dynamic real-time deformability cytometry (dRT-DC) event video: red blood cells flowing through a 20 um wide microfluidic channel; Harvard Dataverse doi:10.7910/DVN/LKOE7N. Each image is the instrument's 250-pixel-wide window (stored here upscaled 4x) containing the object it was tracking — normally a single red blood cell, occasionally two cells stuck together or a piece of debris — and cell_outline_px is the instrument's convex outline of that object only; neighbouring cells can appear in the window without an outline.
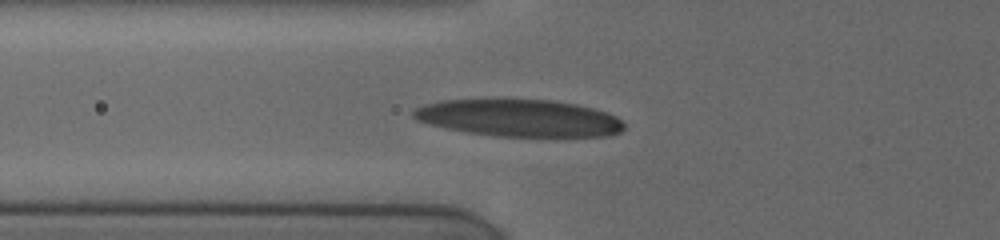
{"species": "human", "species_latin": "Homo sapiens", "temperature_condition": "cold", "stored_images_in_passage": 25, "camera_frame_rate_fps": 3000, "um_per_image_px": 0.085, "donor": {"sex": "female"}, "frame": {"image": 1, "passage_image": 7, "time_ms": 3.333, "image_size_px": [1000, 240], "cell_outline_px": [[624, 128], [620, 132], [604, 136], [556, 140], [496, 136], [468, 132], [444, 128], [416, 120], [412, 116], [412, 112], [416, 108], [424, 104], [444, 100], [552, 100], [576, 104], [592, 108], [616, 116], [624, 124]], "centroid_in_image_um": [44.2, 10.09], "position_along_channel_um": 81.6, "area_um2": 46.7}}
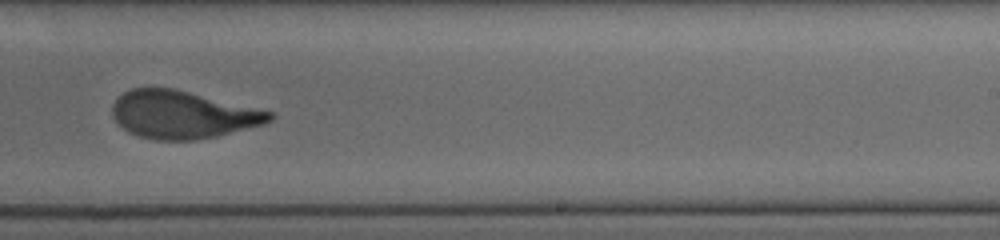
{"frame": {"image": 2, "passage_image": 15, "time_ms": 8.333, "image_size_px": [1000, 240], "cell_outline_px": [[276, 116], [272, 120], [264, 124], [216, 136], [192, 140], [156, 140], [136, 136], [128, 132], [112, 116], [112, 104], [124, 92], [132, 88], [172, 88], [272, 112]], "centroid_in_image_um": [15.5, 9.75], "position_along_channel_um": 273.5, "area_um2": 43.23}}
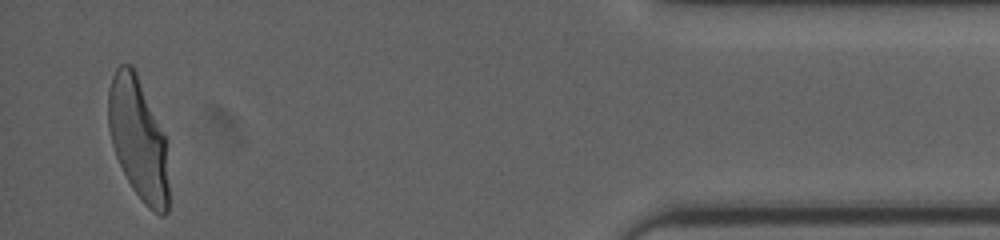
{"frame": {"image": 3, "passage_image": 25, "time_ms": 13.667, "image_size_px": [1000, 240], "cell_outline_px": [[168, 212], [164, 216], [160, 216], [148, 208], [132, 188], [116, 156], [112, 144], [108, 128], [108, 88], [112, 76], [116, 68], [120, 64], [132, 64], [136, 72], [168, 140]], "centroid_in_image_um": [11.78, 11.81], "position_along_channel_um": 423.4, "area_um2": 43.47}, "authors_computed_cell_mechanics": {"area_um2": 43.6968, "velocity_mm_per_s": 3.8373, "shape_relaxation_time_tau1_ms": 5.416, "shape_relaxation_time_tau2_ms": null, "deformation_change_tau1": 0.2158, "deformation_change_tau2": null}}